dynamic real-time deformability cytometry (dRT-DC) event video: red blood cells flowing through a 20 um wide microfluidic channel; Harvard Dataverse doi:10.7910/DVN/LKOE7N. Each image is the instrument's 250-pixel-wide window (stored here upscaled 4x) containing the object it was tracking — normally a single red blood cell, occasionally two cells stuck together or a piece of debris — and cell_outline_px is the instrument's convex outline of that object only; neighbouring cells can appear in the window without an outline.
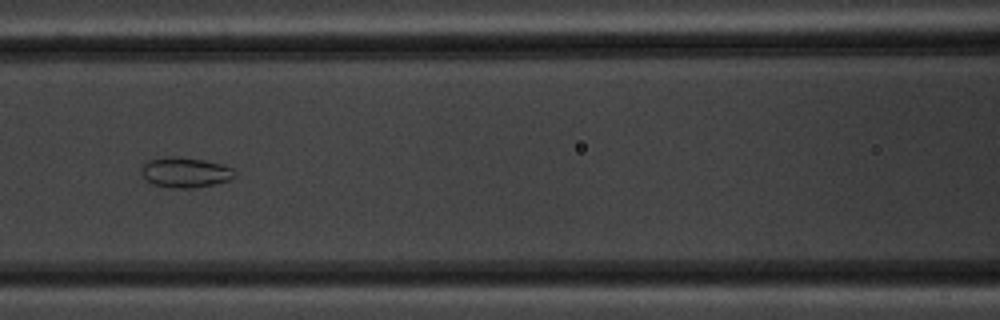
{"species": "common noctule bat (a hibernating species)", "species_latin": "Nyctalus noctula", "temperature_condition": "warm", "stored_images_in_passage": 15, "camera_frame_rate_fps": 3000, "um_per_image_px": 0.085, "animal": {"sex": "male", "body_mass_g": 20.1, "forearm_length_mm": 53.5}, "frame": {"image": 1, "passage_image": 7, "time_ms": 8.0, "image_size_px": [1000, 320], "cell_outline_px": [[236, 176], [228, 180], [196, 188], [172, 188], [152, 184], [140, 172], [144, 164], [148, 160], [164, 156], [176, 156], [204, 160], [220, 164], [232, 168], [236, 172]], "centroid_in_image_um": [15.73, 14.65], "position_along_channel_um": 150.9, "area_um2": 16.42}}
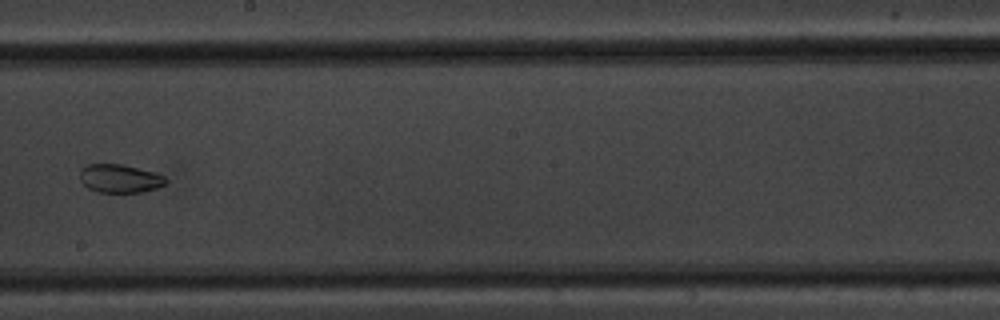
{"frame": {"image": 2, "passage_image": 9, "time_ms": 10.333, "image_size_px": [1000, 320], "cell_outline_px": [[168, 180], [164, 184], [156, 188], [144, 192], [100, 192], [88, 188], [80, 180], [80, 168], [88, 164], [124, 164], [156, 172], [164, 176]], "centroid_in_image_um": [10.19, 15.16], "position_along_channel_um": 238.0, "area_um2": 14.33}}
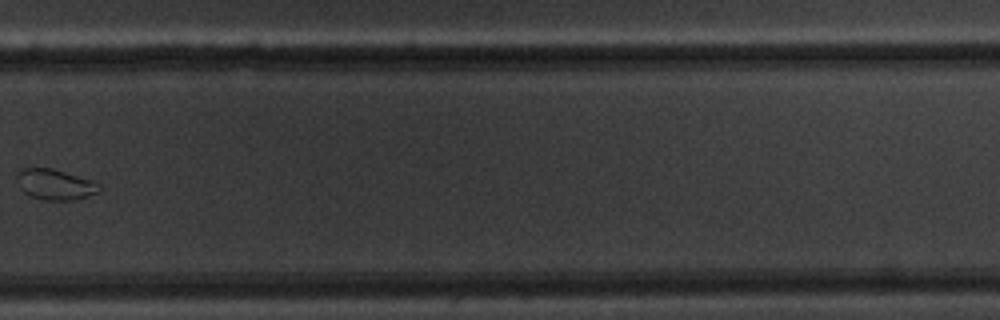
{"frame": {"image": 3, "passage_image": 11, "time_ms": 12.667, "image_size_px": [1000, 320], "cell_outline_px": [[100, 192], [76, 200], [44, 200], [28, 196], [20, 188], [16, 180], [16, 176], [24, 168], [52, 168], [96, 180], [100, 184]], "centroid_in_image_um": [4.73, 15.68], "position_along_channel_um": 325.1, "area_um2": 15.03}, "authors_computed_cell_mechanics": {"area_um2": 22.0218, "velocity_mm_per_s": 3.7503, "shape_relaxation_time_tau1_ms": null, "shape_relaxation_time_tau2_ms": 2.9513, "deformation_change_tau1": null, "deformation_change_tau2": 0.0378}}